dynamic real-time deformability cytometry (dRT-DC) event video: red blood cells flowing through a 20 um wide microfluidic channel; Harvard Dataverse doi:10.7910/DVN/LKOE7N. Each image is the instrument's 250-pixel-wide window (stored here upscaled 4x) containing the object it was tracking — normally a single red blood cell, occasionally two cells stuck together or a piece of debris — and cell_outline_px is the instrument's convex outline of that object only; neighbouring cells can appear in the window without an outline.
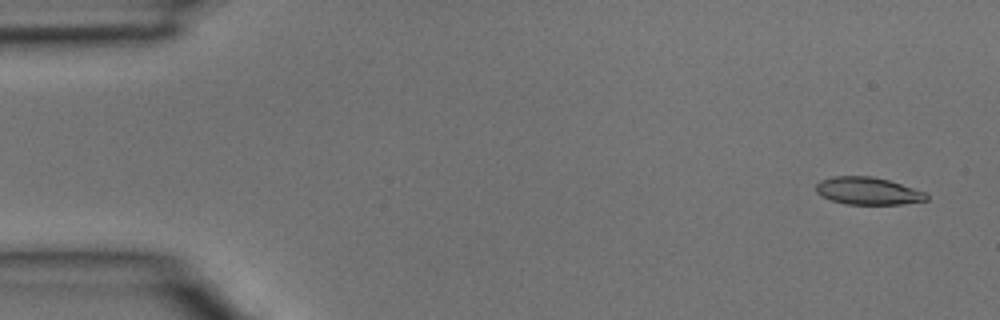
{"species": "common noctule bat (a hibernating species)", "species_latin": "Nyctalus noctula", "temperature_condition": "room temperature", "stored_images_in_passage": 4, "camera_frame_rate_fps": 3000, "um_per_image_px": 0.085, "animal": {"sex": "male", "body_mass_g": 15.6}, "frame": {"image": 1, "passage_image": 1, "time_ms": 0.0, "image_size_px": [1000, 320], "cell_outline_px": [[928, 200], [900, 204], [844, 204], [820, 196], [816, 192], [816, 184], [820, 180], [832, 176], [872, 176], [888, 180], [924, 192], [928, 196]], "centroid_in_image_um": [73.72, 16.23], "position_along_channel_um": 11.3, "area_um2": 17.57}}
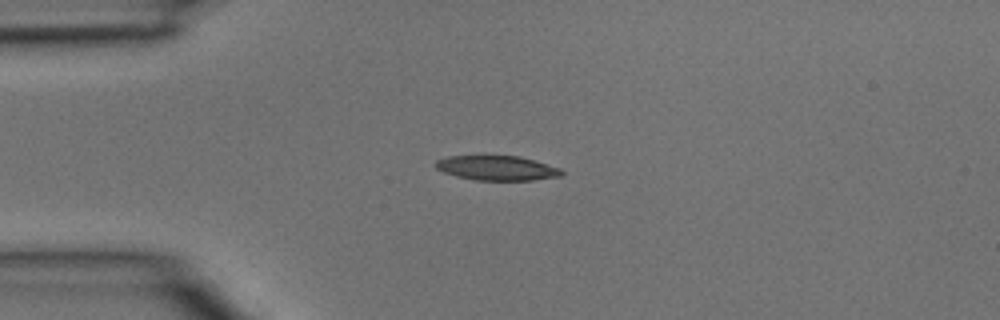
{"frame": {"image": 2, "passage_image": 3, "time_ms": 0.667, "image_size_px": [1000, 320], "cell_outline_px": [[564, 172], [560, 176], [532, 180], [476, 180], [456, 176], [444, 172], [436, 168], [436, 160], [448, 156], [520, 156], [560, 168]], "centroid_in_image_um": [42.24, 14.28], "position_along_channel_um": 42.8, "area_um2": 17.92}}